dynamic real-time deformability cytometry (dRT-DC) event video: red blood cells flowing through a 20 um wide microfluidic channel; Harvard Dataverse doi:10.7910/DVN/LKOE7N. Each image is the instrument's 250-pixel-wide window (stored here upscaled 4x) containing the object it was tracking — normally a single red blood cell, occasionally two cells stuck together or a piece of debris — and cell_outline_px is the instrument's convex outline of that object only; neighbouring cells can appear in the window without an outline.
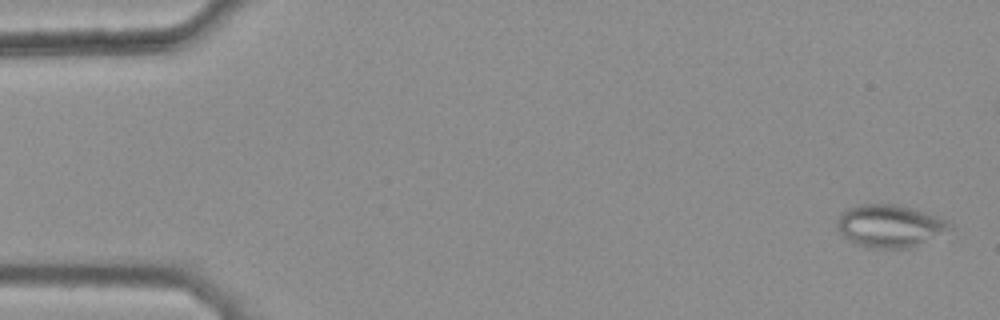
{"species": "common noctule bat (a hibernating species)", "species_latin": "Nyctalus noctula", "temperature_condition": "warm", "stored_images_in_passage": 45, "camera_frame_rate_fps": 3000, "um_per_image_px": 0.085, "animal": {"sex": "female", "body_mass_g": 25.1}, "frame": {"image": 1, "passage_image": 2, "time_ms": 0.333, "image_size_px": [1000, 320], "cell_outline_px": [[952, 228], [912, 248], [868, 248], [856, 244], [848, 240], [836, 228], [836, 224], [840, 212], [848, 208], [860, 204], [896, 204], [912, 208], [948, 220]], "centroid_in_image_um": [75.58, 19.2], "position_along_channel_um": 9.4, "area_um2": 27.92}}
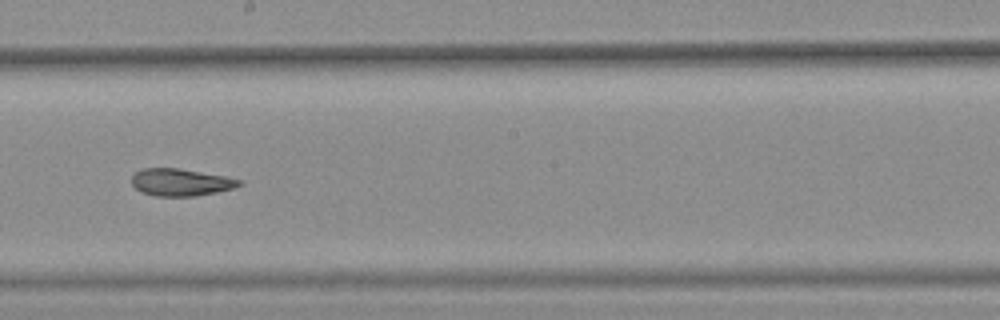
{"frame": {"image": 2, "passage_image": 30, "time_ms": 9.667, "image_size_px": [1000, 320], "cell_outline_px": [[244, 184], [232, 188], [216, 192], [196, 196], [156, 196], [140, 192], [132, 184], [132, 176], [136, 172], [144, 168], [180, 168], [224, 176], [244, 180]], "centroid_in_image_um": [15.38, 15.49], "position_along_channel_um": 232.8, "area_um2": 17.11}}
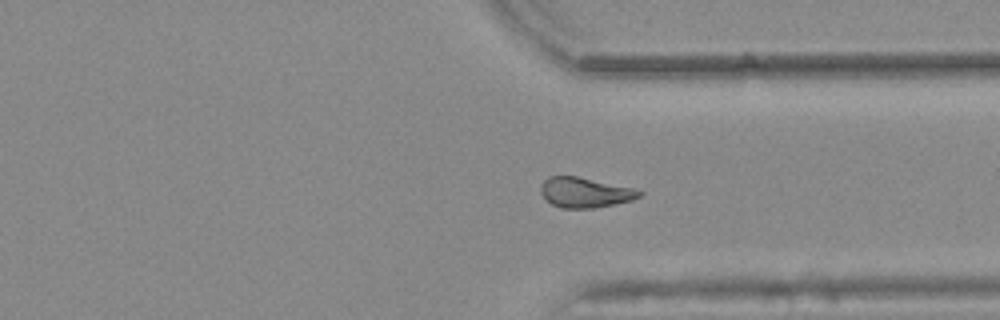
{"frame": {"image": 3, "passage_image": 40, "time_ms": 13.0, "image_size_px": [1000, 320], "cell_outline_px": [[644, 192], [640, 196], [632, 200], [592, 208], [560, 208], [552, 204], [540, 192], [540, 184], [548, 176], [576, 176], [636, 188]], "centroid_in_image_um": [49.72, 16.35], "position_along_channel_um": 361.7, "area_um2": 17.28}, "authors_computed_cell_mechanics": {"area_um2": 17.8024, "velocity_mm_per_s": 3.8491, "shape_relaxation_time_tau1_ms": null, "shape_relaxation_time_tau2_ms": 3.2099, "deformation_change_tau1": null, "deformation_change_tau2": 0.1039}}